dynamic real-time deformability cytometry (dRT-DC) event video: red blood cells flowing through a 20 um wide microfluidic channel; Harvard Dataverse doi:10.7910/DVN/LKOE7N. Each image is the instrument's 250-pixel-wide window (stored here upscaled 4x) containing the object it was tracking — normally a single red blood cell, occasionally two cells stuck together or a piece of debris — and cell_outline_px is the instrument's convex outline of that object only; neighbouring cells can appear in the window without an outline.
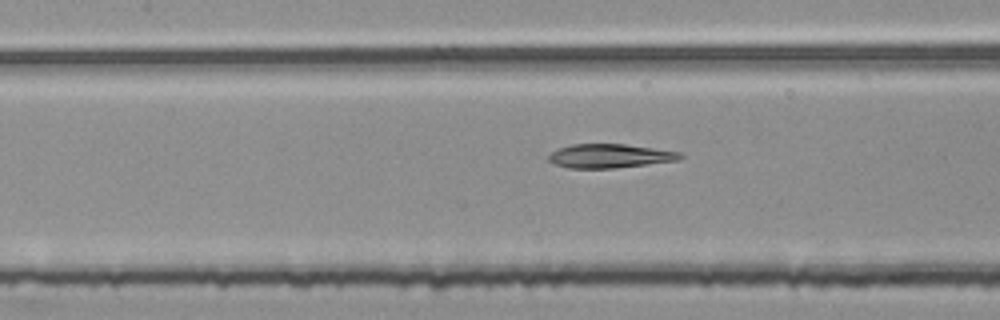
{"species": "common noctule bat (a hibernating species)", "species_latin": "Nyctalus noctula", "temperature_condition": "room temperature", "stored_images_in_passage": 54, "camera_frame_rate_fps": 3000, "um_per_image_px": 0.085, "animal": {"sex": "female", "body_mass_g": 25.1}, "frame": {"image": 1, "passage_image": 24, "time_ms": 7.667, "image_size_px": [1000, 320], "cell_outline_px": [[684, 156], [680, 160], [616, 168], [568, 168], [552, 164], [548, 160], [548, 156], [556, 148], [572, 144], [624, 144], [680, 152]], "centroid_in_image_um": [51.79, 13.26], "position_along_channel_um": 155.6, "area_um2": 18.44}}
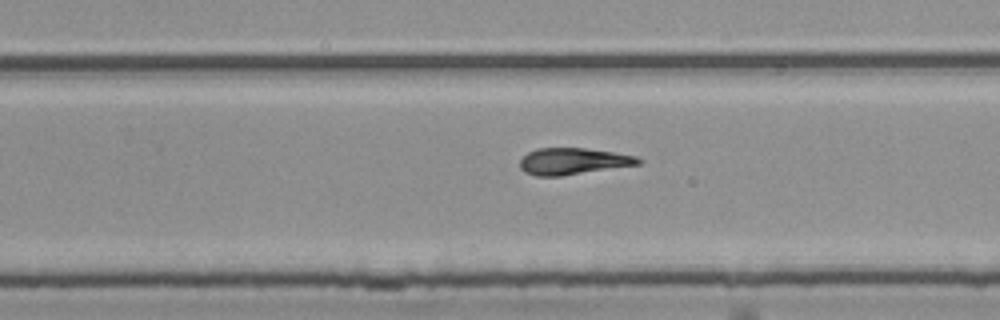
{"frame": {"image": 2, "passage_image": 34, "time_ms": 11.0, "image_size_px": [1000, 320], "cell_outline_px": [[644, 160], [640, 164], [560, 176], [536, 176], [524, 172], [520, 168], [520, 160], [528, 152], [536, 148], [584, 148], [612, 152], [636, 156]], "centroid_in_image_um": [48.69, 13.7], "position_along_channel_um": 281.1, "area_um2": 18.26}}
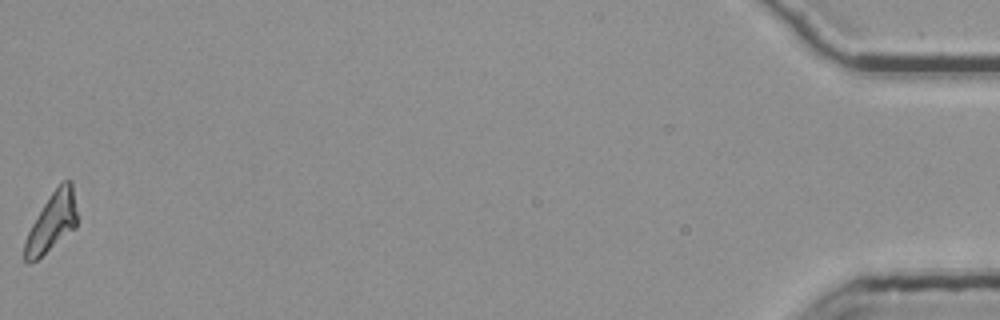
{"frame": {"image": 3, "passage_image": 54, "time_ms": 17.667, "image_size_px": [1000, 320], "cell_outline_px": [[76, 228], [36, 260], [28, 264], [24, 260], [24, 240], [32, 224], [44, 204], [52, 192], [64, 180], [72, 180], [76, 212]], "centroid_in_image_um": [4.39, 18.91], "position_along_channel_um": 430.8, "area_um2": 17.63}, "authors_computed_cell_mechanics": {"area_um2": 18.6694, "velocity_mm_per_s": 3.7845, "shape_relaxation_time_tau1_ms": null, "shape_relaxation_time_tau2_ms": 4.8637, "deformation_change_tau1": null, "deformation_change_tau2": 0.1486}}